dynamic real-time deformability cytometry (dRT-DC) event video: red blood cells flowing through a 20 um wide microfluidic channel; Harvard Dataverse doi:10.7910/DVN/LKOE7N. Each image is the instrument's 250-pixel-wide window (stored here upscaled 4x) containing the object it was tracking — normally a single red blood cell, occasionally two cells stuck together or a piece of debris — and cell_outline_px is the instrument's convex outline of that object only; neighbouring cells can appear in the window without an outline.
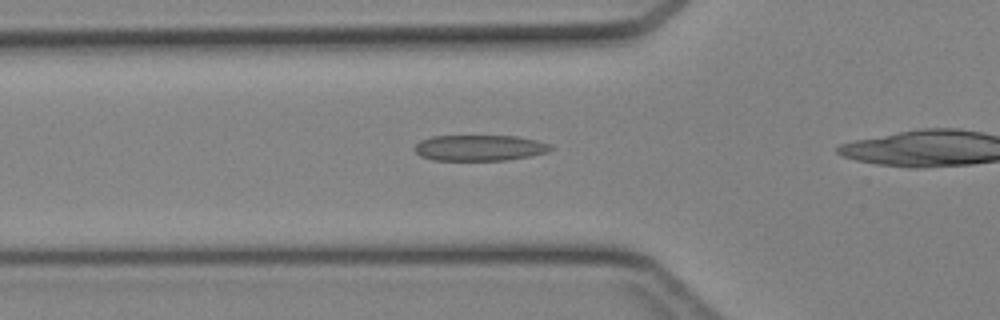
{"species": "Egyptian fruit bat (a non-hibernating species)", "species_latin": "Rousettus aegyptiacus", "temperature_condition": "cold", "stored_images_in_passage": 33, "camera_frame_rate_fps": 3000, "um_per_image_px": 0.085, "animal": {"sex": "female"}, "frame": {"image": 1, "passage_image": 12, "time_ms": 3.667, "image_size_px": [1000, 320], "cell_outline_px": [[552, 148], [548, 152], [508, 160], [432, 160], [420, 156], [416, 152], [416, 144], [420, 140], [432, 136], [516, 136], [536, 140], [552, 144]], "centroid_in_image_um": [40.77, 12.57], "position_along_channel_um": 85.0, "area_um2": 20.46}}
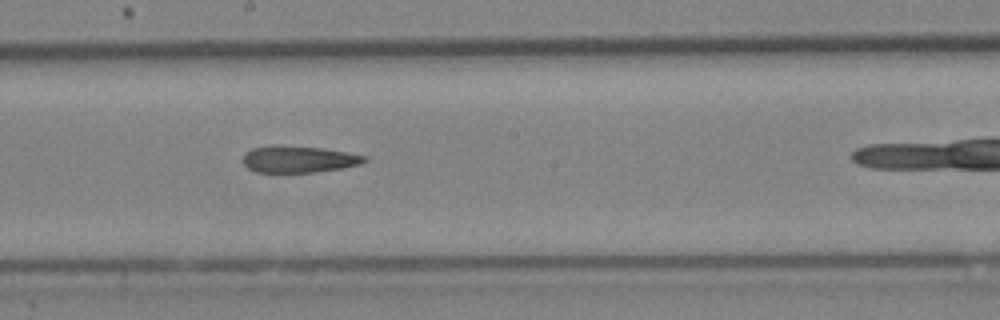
{"frame": {"image": 2, "passage_image": 21, "time_ms": 6.667, "image_size_px": [1000, 320], "cell_outline_px": [[368, 160], [360, 164], [344, 168], [316, 172], [256, 172], [248, 168], [244, 164], [244, 152], [252, 148], [320, 148], [348, 152], [368, 156]], "centroid_in_image_um": [25.48, 13.58], "position_along_channel_um": 222.7, "area_um2": 18.15}}
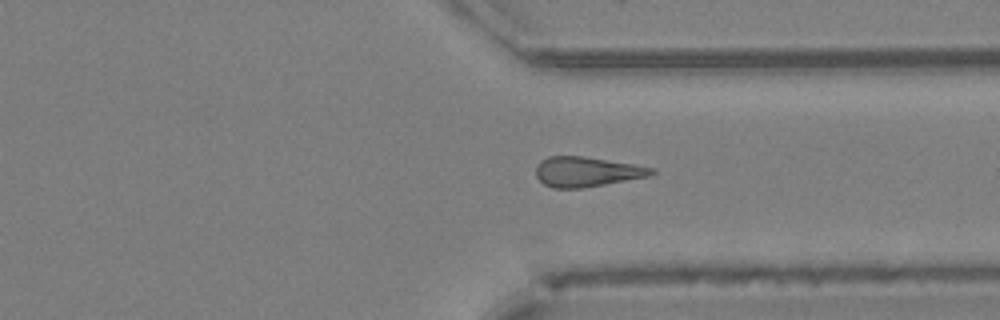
{"frame": {"image": 3, "passage_image": 30, "time_ms": 9.667, "image_size_px": [1000, 320], "cell_outline_px": [[656, 172], [648, 176], [604, 184], [580, 188], [552, 188], [544, 184], [536, 176], [536, 164], [540, 160], [548, 156], [584, 156], [656, 168]], "centroid_in_image_um": [49.83, 14.59], "position_along_channel_um": 361.6, "area_um2": 20.06}}